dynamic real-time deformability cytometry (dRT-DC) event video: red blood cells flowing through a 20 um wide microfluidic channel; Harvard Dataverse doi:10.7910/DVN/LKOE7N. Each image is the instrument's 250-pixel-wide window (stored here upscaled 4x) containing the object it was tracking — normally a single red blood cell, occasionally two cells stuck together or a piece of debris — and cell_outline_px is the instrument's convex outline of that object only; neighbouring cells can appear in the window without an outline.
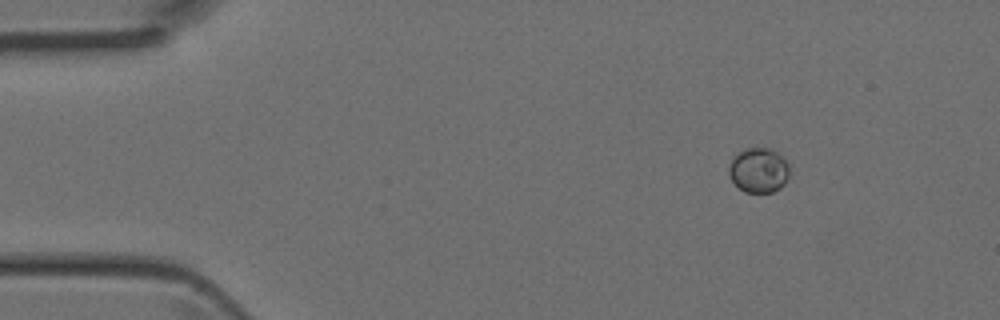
{"species": "Egyptian fruit bat (a non-hibernating species)", "species_latin": "Rousettus aegyptiacus", "temperature_condition": "room temperature", "stored_images_in_passage": 4, "camera_frame_rate_fps": 3000, "um_per_image_px": 0.085, "animal": {"sex": "female"}, "frame": {"image": 1, "passage_image": 1, "time_ms": 0.0, "image_size_px": [1000, 320], "cell_outline_px": [[788, 176], [784, 184], [780, 188], [772, 192], [744, 192], [732, 180], [728, 172], [728, 168], [732, 160], [744, 148], [756, 144], [772, 148], [780, 152], [788, 164]], "centroid_in_image_um": [64.51, 14.4], "position_along_channel_um": 20.5, "area_um2": 16.18}}
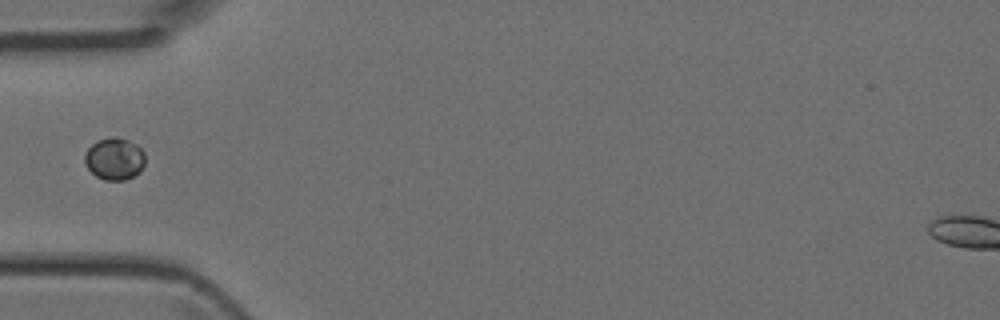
{"frame": {"image": 2, "passage_image": 3, "time_ms": 0.667, "image_size_px": [1000, 320], "cell_outline_px": [[144, 164], [140, 172], [124, 180], [104, 180], [96, 176], [84, 164], [84, 156], [88, 148], [96, 140], [112, 136], [116, 136], [128, 140], [136, 144], [144, 152]], "centroid_in_image_um": [9.71, 13.48], "position_along_channel_um": 75.3, "area_um2": 14.91}}
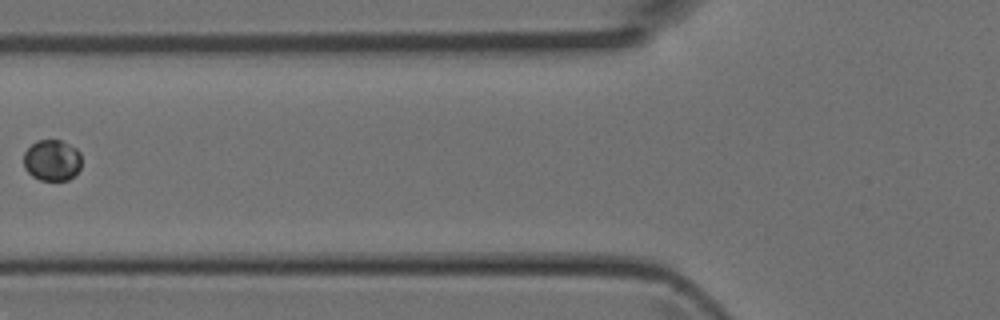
{"frame": {"image": 3, "passage_image": 4, "time_ms": 1.0, "image_size_px": [1000, 320], "cell_outline_px": [[80, 168], [68, 180], [40, 180], [32, 176], [24, 168], [24, 152], [36, 140], [60, 140], [76, 148], [80, 152]], "centroid_in_image_um": [4.4, 13.62], "position_along_channel_um": 121.4, "area_um2": 13.81}}